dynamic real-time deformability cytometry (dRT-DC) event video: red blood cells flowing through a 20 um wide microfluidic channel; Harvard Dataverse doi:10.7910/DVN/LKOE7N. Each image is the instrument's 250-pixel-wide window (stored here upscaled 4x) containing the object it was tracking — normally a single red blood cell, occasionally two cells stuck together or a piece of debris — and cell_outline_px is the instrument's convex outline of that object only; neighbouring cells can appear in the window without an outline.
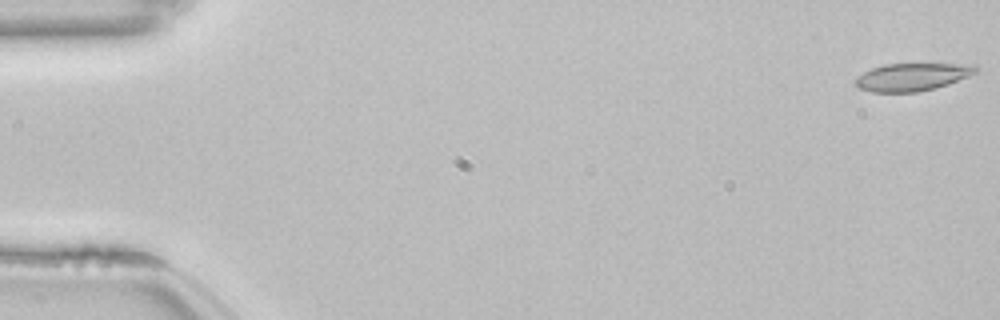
{"species": "common noctule bat (a hibernating species)", "species_latin": "Nyctalus noctula", "temperature_condition": "room temperature", "stored_images_in_passage": 13, "camera_frame_rate_fps": 3000, "um_per_image_px": 0.085, "animal": {"sex": "female", "body_mass_g": 22.7, "forearm_length_mm": 54.2}, "frame": {"image": 1, "passage_image": 1, "time_ms": 0.0, "image_size_px": [1000, 320], "cell_outline_px": [[980, 68], [976, 72], [968, 76], [948, 84], [936, 88], [916, 92], [872, 92], [860, 88], [856, 84], [856, 80], [864, 72], [872, 68], [884, 64], [976, 64]], "centroid_in_image_um": [77.59, 6.53], "position_along_channel_um": 7.4, "area_um2": 19.25}}